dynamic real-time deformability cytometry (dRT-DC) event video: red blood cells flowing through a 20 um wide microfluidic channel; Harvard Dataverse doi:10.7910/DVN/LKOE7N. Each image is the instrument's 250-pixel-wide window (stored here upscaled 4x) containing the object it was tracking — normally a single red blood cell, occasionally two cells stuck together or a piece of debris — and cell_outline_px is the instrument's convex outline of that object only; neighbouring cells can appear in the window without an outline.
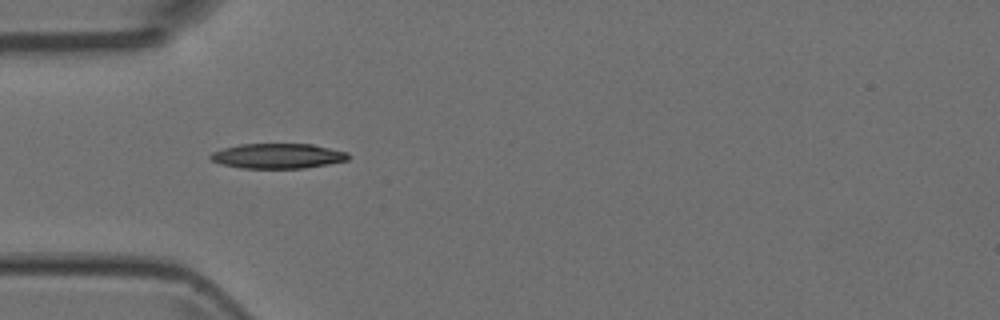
{"species": "Egyptian fruit bat (a non-hibernating species)", "species_latin": "Rousettus aegyptiacus", "temperature_condition": "room temperature", "stored_images_in_passage": 6, "camera_frame_rate_fps": 3000, "um_per_image_px": 0.085, "animal": {"sex": "female"}, "frame": {"image": 1, "passage_image": 5, "time_ms": 1.333, "image_size_px": [1000, 320], "cell_outline_px": [[352, 156], [348, 160], [328, 164], [304, 168], [240, 168], [220, 164], [212, 160], [208, 156], [212, 152], [224, 148], [240, 144], [312, 144], [348, 152]], "centroid_in_image_um": [23.63, 13.26], "position_along_channel_um": 61.4, "area_um2": 20.17}}
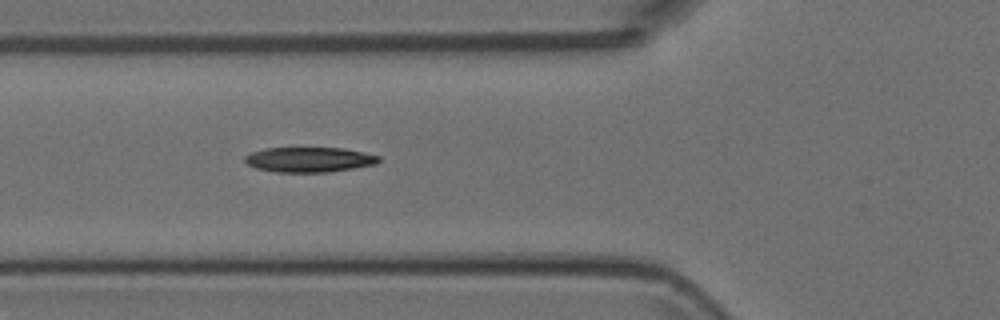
{"frame": {"image": 2, "passage_image": 6, "time_ms": 1.667, "image_size_px": [1000, 320], "cell_outline_px": [[380, 160], [376, 164], [328, 172], [276, 172], [256, 168], [248, 164], [244, 160], [244, 156], [252, 152], [264, 148], [344, 148], [364, 152], [380, 156]], "centroid_in_image_um": [26.28, 13.56], "position_along_channel_um": 99.5, "area_um2": 19.48}}